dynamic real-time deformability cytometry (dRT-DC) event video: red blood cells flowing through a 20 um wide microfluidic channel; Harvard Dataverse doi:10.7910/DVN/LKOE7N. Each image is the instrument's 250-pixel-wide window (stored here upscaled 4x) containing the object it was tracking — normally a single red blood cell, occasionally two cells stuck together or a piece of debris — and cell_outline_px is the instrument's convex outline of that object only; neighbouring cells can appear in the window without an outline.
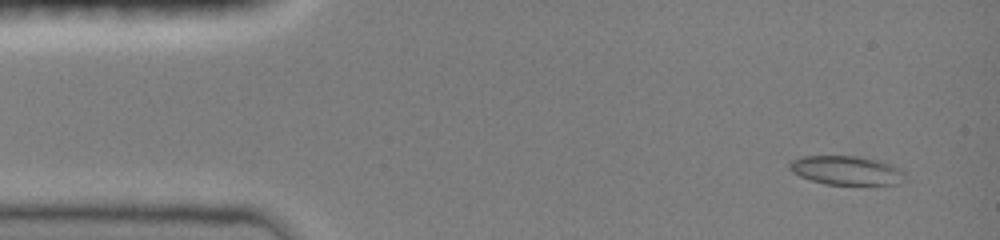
{"species": "common noctule bat (a hibernating species)", "species_latin": "Nyctalus noctula", "temperature_condition": "room temperature", "stored_images_in_passage": 15, "camera_frame_rate_fps": 3000, "um_per_image_px": 0.085, "animal": {"sex": "female", "body_mass_g": 19.0, "forearm_length_mm": 51.5}, "frame": {"image": 1, "passage_image": 1, "time_ms": 0.0, "image_size_px": [1000, 240], "cell_outline_px": [[908, 180], [900, 184], [824, 184], [800, 176], [792, 172], [788, 168], [788, 164], [792, 160], [800, 156], [860, 156], [884, 160], [900, 168], [904, 172]], "centroid_in_image_um": [72.01, 14.47], "position_along_channel_um": 13.0, "area_um2": 19.94}}
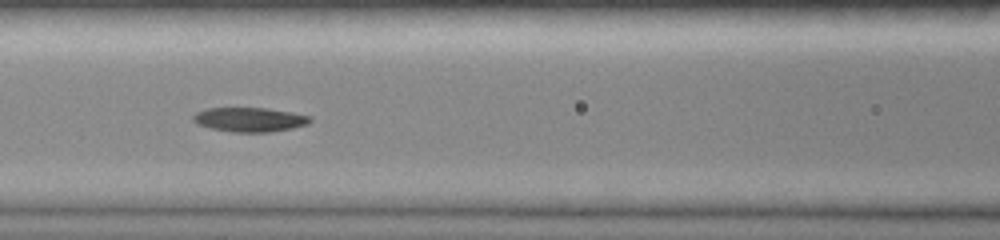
{"frame": {"image": 2, "passage_image": 8, "time_ms": 5.667, "image_size_px": [1000, 240], "cell_outline_px": [[312, 120], [308, 124], [292, 128], [268, 132], [232, 132], [212, 128], [196, 124], [192, 120], [192, 116], [196, 112], [204, 108], [268, 108], [292, 112], [312, 116]], "centroid_in_image_um": [21.21, 10.15], "position_along_channel_um": 145.4, "area_um2": 16.7}}
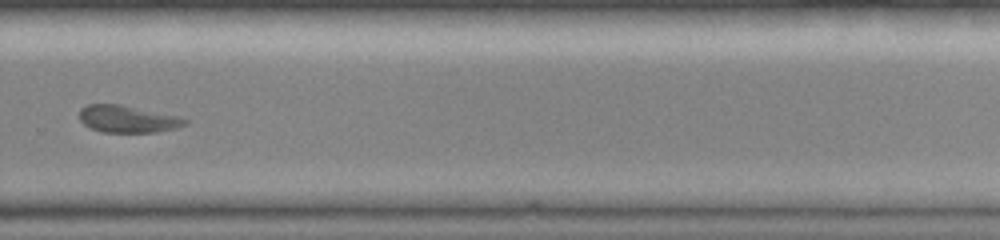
{"frame": {"image": 3, "passage_image": 14, "time_ms": 10.0, "image_size_px": [1000, 240], "cell_outline_px": [[188, 124], [176, 128], [156, 132], [104, 132], [92, 128], [84, 124], [80, 120], [80, 108], [88, 104], [120, 104], [180, 116], [188, 120]], "centroid_in_image_um": [10.88, 10.11], "position_along_channel_um": 318.9, "area_um2": 16.7}}